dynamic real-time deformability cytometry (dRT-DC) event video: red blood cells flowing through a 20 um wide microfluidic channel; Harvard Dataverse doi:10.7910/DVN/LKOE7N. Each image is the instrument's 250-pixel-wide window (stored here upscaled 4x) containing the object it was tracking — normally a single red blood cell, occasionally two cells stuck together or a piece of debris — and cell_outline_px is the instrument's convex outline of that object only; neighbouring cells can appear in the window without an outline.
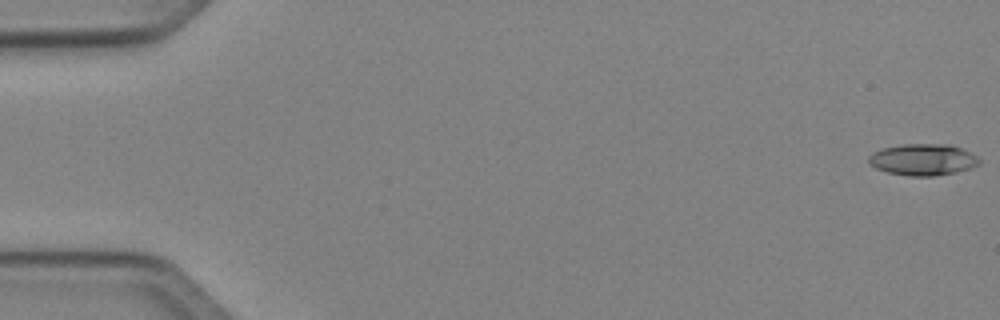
{"species": "Egyptian fruit bat (a non-hibernating species)", "species_latin": "Rousettus aegyptiacus", "temperature_condition": "cold", "stored_images_in_passage": 51, "camera_frame_rate_fps": 3000, "um_per_image_px": 0.085, "animal": {"sex": "female"}, "frame": {"image": 1, "passage_image": 1, "time_ms": 0.0, "image_size_px": [1000, 320], "cell_outline_px": [[980, 164], [972, 168], [956, 172], [936, 176], [908, 176], [888, 172], [876, 168], [868, 164], [868, 156], [872, 152], [880, 148], [904, 144], [948, 144], [972, 152], [980, 160]], "centroid_in_image_um": [78.44, 13.57], "position_along_channel_um": 6.6, "area_um2": 20.58}}
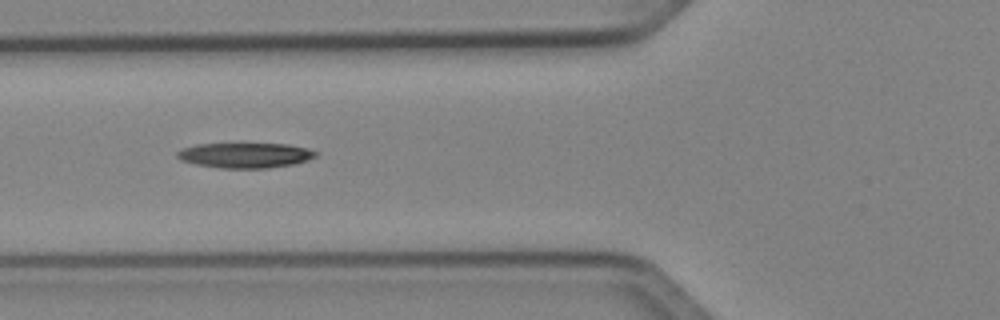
{"frame": {"image": 2, "passage_image": 20, "time_ms": 6.333, "image_size_px": [1000, 320], "cell_outline_px": [[320, 152], [316, 156], [308, 160], [296, 164], [268, 168], [220, 168], [196, 164], [180, 160], [176, 156], [176, 152], [180, 148], [196, 144], [288, 144], [308, 148]], "centroid_in_image_um": [20.85, 13.2], "position_along_channel_um": 104.9, "area_um2": 20.52}}
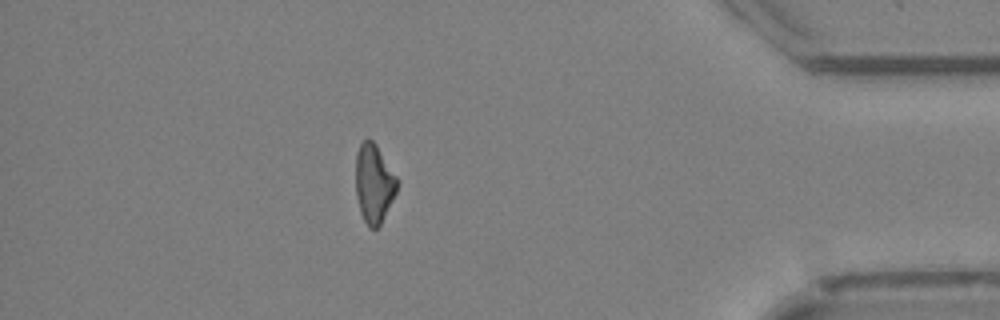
{"frame": {"image": 3, "passage_image": 45, "time_ms": 14.667, "image_size_px": [1000, 320], "cell_outline_px": [[400, 184], [380, 224], [376, 228], [368, 228], [360, 212], [356, 196], [356, 152], [360, 144], [368, 136], [376, 144], [400, 180]], "centroid_in_image_um": [31.79, 15.56], "position_along_channel_um": 403.4, "area_um2": 19.25}}